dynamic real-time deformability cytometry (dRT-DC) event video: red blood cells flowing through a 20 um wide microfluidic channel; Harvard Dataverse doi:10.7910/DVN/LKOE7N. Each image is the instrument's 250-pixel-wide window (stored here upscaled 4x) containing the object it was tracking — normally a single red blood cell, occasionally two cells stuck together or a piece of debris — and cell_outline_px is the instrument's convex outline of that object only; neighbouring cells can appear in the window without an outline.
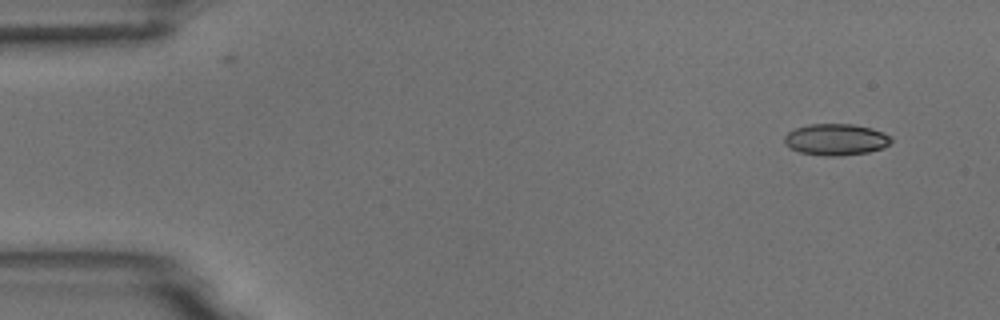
{"species": "common noctule bat (a hibernating species)", "species_latin": "Nyctalus noctula", "temperature_condition": "room temperature", "stored_images_in_passage": 53, "camera_frame_rate_fps": 3000, "um_per_image_px": 0.085, "animal": {"sex": "male", "body_mass_g": 18.8}, "frame": {"image": 1, "passage_image": 3, "time_ms": 0.667, "image_size_px": [1000, 320], "cell_outline_px": [[892, 140], [884, 148], [868, 152], [840, 156], [824, 156], [800, 152], [784, 144], [784, 136], [788, 132], [796, 128], [808, 124], [852, 124], [872, 128], [892, 136]], "centroid_in_image_um": [71.06, 11.86], "position_along_channel_um": 13.9, "area_um2": 19.65}}
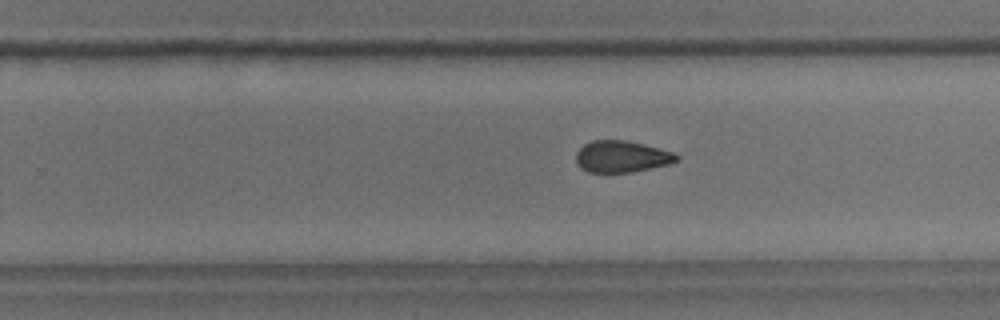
{"frame": {"image": 2, "passage_image": 33, "time_ms": 10.667, "image_size_px": [1000, 320], "cell_outline_px": [[680, 160], [668, 164], [632, 172], [588, 172], [580, 168], [576, 164], [576, 152], [584, 144], [592, 140], [624, 140], [644, 144], [676, 152], [680, 156]], "centroid_in_image_um": [52.86, 13.3], "position_along_channel_um": 276.9, "area_um2": 18.73}}
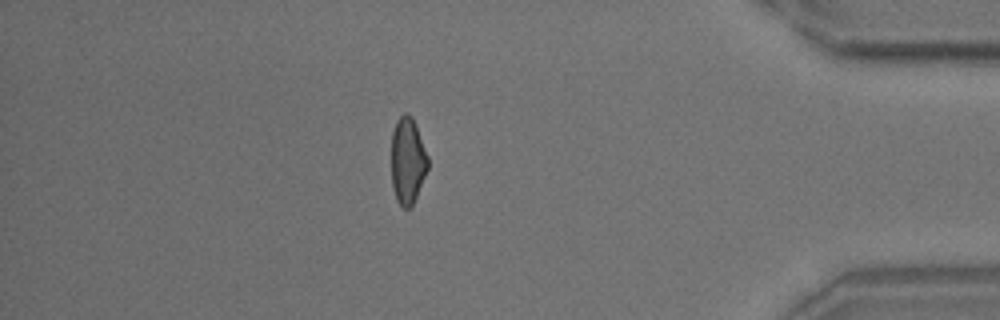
{"frame": {"image": 3, "passage_image": 46, "time_ms": 15.0, "image_size_px": [1000, 320], "cell_outline_px": [[428, 168], [416, 196], [412, 204], [408, 208], [404, 208], [396, 200], [392, 184], [392, 132], [396, 120], [404, 112], [408, 112], [412, 116], [416, 124], [428, 156]], "centroid_in_image_um": [34.65, 13.6], "position_along_channel_um": 400.6, "area_um2": 18.38}, "authors_computed_cell_mechanics": {"area_um2": 19.1896, "velocity_mm_per_s": 3.7339, "shape_relaxation_time_tau1_ms": 7.7374, "shape_relaxation_time_tau2_ms": 2.9796, "deformation_change_tau1": 0.1528, "deformation_change_tau2": 0.0947}}